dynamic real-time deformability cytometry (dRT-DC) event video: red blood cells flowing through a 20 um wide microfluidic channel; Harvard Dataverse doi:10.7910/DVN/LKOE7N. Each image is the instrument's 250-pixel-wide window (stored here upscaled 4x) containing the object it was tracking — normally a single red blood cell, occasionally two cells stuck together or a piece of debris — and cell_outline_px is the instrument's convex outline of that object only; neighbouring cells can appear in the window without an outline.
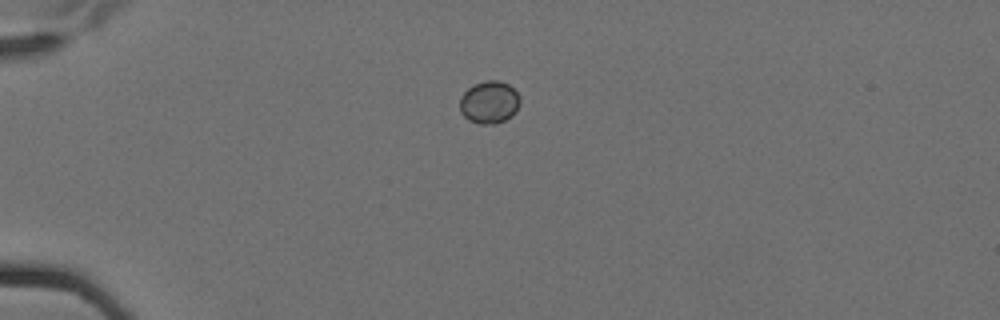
{"species": "Egyptian fruit bat (a non-hibernating species)", "species_latin": "Rousettus aegyptiacus", "temperature_condition": "cold", "stored_images_in_passage": 1, "camera_frame_rate_fps": 3000, "um_per_image_px": 0.085, "animal": {"sex": "female"}, "frame": {"image": 1, "passage_image": 1, "time_ms": 0.0, "image_size_px": [1000, 320], "cell_outline_px": [[520, 104], [516, 112], [512, 116], [496, 124], [480, 124], [468, 120], [460, 112], [460, 96], [468, 88], [484, 80], [496, 80], [508, 84], [520, 96]], "centroid_in_image_um": [41.59, 8.7], "position_along_channel_um": 43.4, "area_um2": 15.03}}